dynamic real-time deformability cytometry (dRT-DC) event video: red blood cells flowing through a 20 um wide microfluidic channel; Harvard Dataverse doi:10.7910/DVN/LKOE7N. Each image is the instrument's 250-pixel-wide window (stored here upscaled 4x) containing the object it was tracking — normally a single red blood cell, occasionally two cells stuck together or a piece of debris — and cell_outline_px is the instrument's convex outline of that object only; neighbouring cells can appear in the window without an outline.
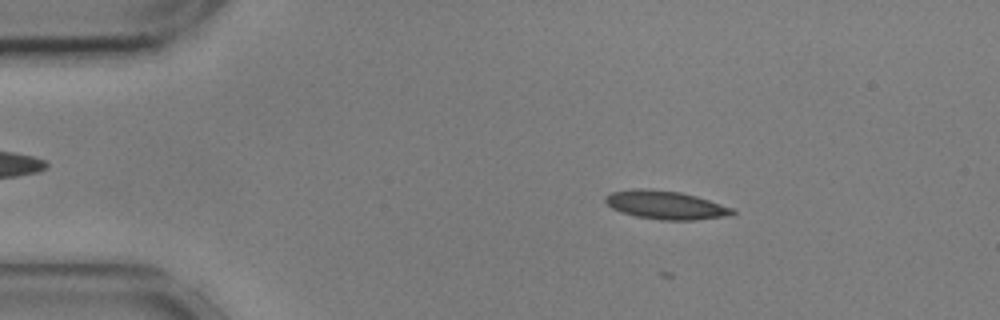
{"species": "common noctule bat (a hibernating species)", "species_latin": "Nyctalus noctula", "temperature_condition": "cold", "stored_images_in_passage": 44, "camera_frame_rate_fps": 3000, "um_per_image_px": 0.085, "animal": {"sex": "male", "body_mass_g": 17.9, "forearm_length_mm": 54.2}, "frame": {"image": 1, "passage_image": 8, "time_ms": 2.333, "image_size_px": [1000, 320], "cell_outline_px": [[736, 212], [732, 216], [692, 220], [660, 220], [636, 216], [620, 212], [612, 208], [604, 200], [604, 196], [612, 192], [640, 188], [644, 188], [680, 192], [696, 196], [736, 208]], "centroid_in_image_um": [56.63, 17.43], "position_along_channel_um": 28.4, "area_um2": 21.21}}
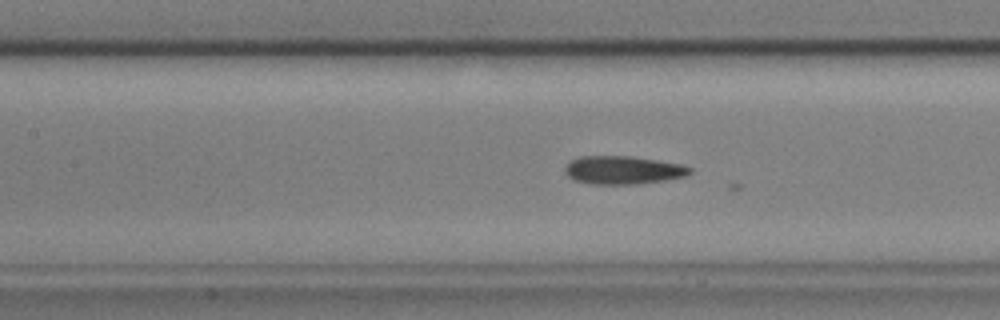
{"frame": {"image": 2, "passage_image": 23, "time_ms": 7.333, "image_size_px": [1000, 320], "cell_outline_px": [[692, 172], [688, 176], [664, 180], [636, 184], [592, 184], [572, 180], [564, 172], [564, 164], [580, 156], [632, 156], [680, 164], [692, 168]], "centroid_in_image_um": [52.92, 14.46], "position_along_channel_um": 154.5, "area_um2": 20.69}}
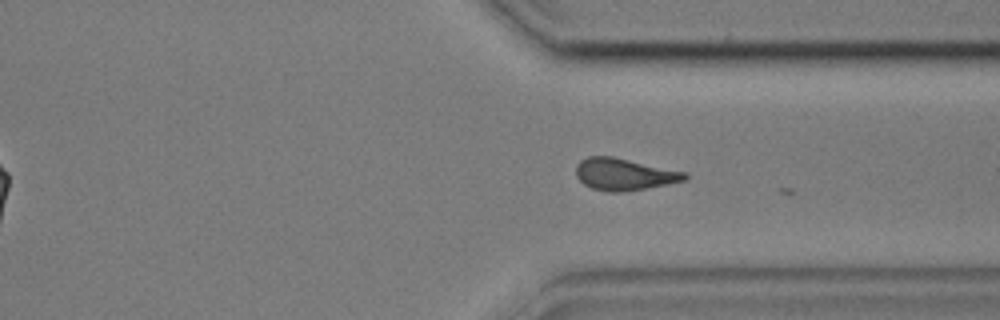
{"frame": {"image": 3, "passage_image": 40, "time_ms": 13.0, "image_size_px": [1000, 320], "cell_outline_px": [[688, 180], [668, 184], [620, 192], [608, 192], [592, 188], [584, 184], [576, 176], [576, 164], [580, 160], [588, 156], [612, 156], [688, 172]], "centroid_in_image_um": [53.07, 14.8], "position_along_channel_um": 358.3, "area_um2": 20.35}}